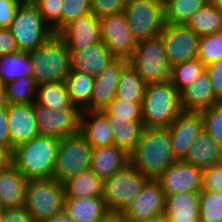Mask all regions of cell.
<instances>
[{
	"label": "cell",
	"mask_w": 222,
	"mask_h": 222,
	"mask_svg": "<svg viewBox=\"0 0 222 222\" xmlns=\"http://www.w3.org/2000/svg\"><path fill=\"white\" fill-rule=\"evenodd\" d=\"M176 161L168 127L144 128L136 148L129 154V163L152 180Z\"/></svg>",
	"instance_id": "1"
},
{
	"label": "cell",
	"mask_w": 222,
	"mask_h": 222,
	"mask_svg": "<svg viewBox=\"0 0 222 222\" xmlns=\"http://www.w3.org/2000/svg\"><path fill=\"white\" fill-rule=\"evenodd\" d=\"M60 139L39 135L15 147L9 161L27 180L52 178Z\"/></svg>",
	"instance_id": "2"
},
{
	"label": "cell",
	"mask_w": 222,
	"mask_h": 222,
	"mask_svg": "<svg viewBox=\"0 0 222 222\" xmlns=\"http://www.w3.org/2000/svg\"><path fill=\"white\" fill-rule=\"evenodd\" d=\"M32 76L37 85L65 82L71 71V53L65 40L53 34L45 43L29 51Z\"/></svg>",
	"instance_id": "3"
},
{
	"label": "cell",
	"mask_w": 222,
	"mask_h": 222,
	"mask_svg": "<svg viewBox=\"0 0 222 222\" xmlns=\"http://www.w3.org/2000/svg\"><path fill=\"white\" fill-rule=\"evenodd\" d=\"M183 111L181 94L170 80L147 84L142 102L144 128L169 127Z\"/></svg>",
	"instance_id": "4"
},
{
	"label": "cell",
	"mask_w": 222,
	"mask_h": 222,
	"mask_svg": "<svg viewBox=\"0 0 222 222\" xmlns=\"http://www.w3.org/2000/svg\"><path fill=\"white\" fill-rule=\"evenodd\" d=\"M128 61L147 84L171 80L172 66L161 35L137 43Z\"/></svg>",
	"instance_id": "5"
},
{
	"label": "cell",
	"mask_w": 222,
	"mask_h": 222,
	"mask_svg": "<svg viewBox=\"0 0 222 222\" xmlns=\"http://www.w3.org/2000/svg\"><path fill=\"white\" fill-rule=\"evenodd\" d=\"M8 30L17 41L19 50L24 52L35 50L54 34L31 0H25L19 6Z\"/></svg>",
	"instance_id": "6"
},
{
	"label": "cell",
	"mask_w": 222,
	"mask_h": 222,
	"mask_svg": "<svg viewBox=\"0 0 222 222\" xmlns=\"http://www.w3.org/2000/svg\"><path fill=\"white\" fill-rule=\"evenodd\" d=\"M65 189L53 178L28 180L25 207L34 222H43L64 211Z\"/></svg>",
	"instance_id": "7"
},
{
	"label": "cell",
	"mask_w": 222,
	"mask_h": 222,
	"mask_svg": "<svg viewBox=\"0 0 222 222\" xmlns=\"http://www.w3.org/2000/svg\"><path fill=\"white\" fill-rule=\"evenodd\" d=\"M124 14L137 43L161 35L167 24L164 0H127Z\"/></svg>",
	"instance_id": "8"
},
{
	"label": "cell",
	"mask_w": 222,
	"mask_h": 222,
	"mask_svg": "<svg viewBox=\"0 0 222 222\" xmlns=\"http://www.w3.org/2000/svg\"><path fill=\"white\" fill-rule=\"evenodd\" d=\"M93 147L81 133L60 139L52 178L64 184L91 166Z\"/></svg>",
	"instance_id": "9"
},
{
	"label": "cell",
	"mask_w": 222,
	"mask_h": 222,
	"mask_svg": "<svg viewBox=\"0 0 222 222\" xmlns=\"http://www.w3.org/2000/svg\"><path fill=\"white\" fill-rule=\"evenodd\" d=\"M149 179L130 163L103 181V199L109 213H123Z\"/></svg>",
	"instance_id": "10"
},
{
	"label": "cell",
	"mask_w": 222,
	"mask_h": 222,
	"mask_svg": "<svg viewBox=\"0 0 222 222\" xmlns=\"http://www.w3.org/2000/svg\"><path fill=\"white\" fill-rule=\"evenodd\" d=\"M36 124L40 135L58 139L80 133L81 109H48L34 103Z\"/></svg>",
	"instance_id": "11"
},
{
	"label": "cell",
	"mask_w": 222,
	"mask_h": 222,
	"mask_svg": "<svg viewBox=\"0 0 222 222\" xmlns=\"http://www.w3.org/2000/svg\"><path fill=\"white\" fill-rule=\"evenodd\" d=\"M101 40L116 59L129 60L137 42L124 13L100 18Z\"/></svg>",
	"instance_id": "12"
},
{
	"label": "cell",
	"mask_w": 222,
	"mask_h": 222,
	"mask_svg": "<svg viewBox=\"0 0 222 222\" xmlns=\"http://www.w3.org/2000/svg\"><path fill=\"white\" fill-rule=\"evenodd\" d=\"M161 37L172 67L197 58L200 36L186 24L167 23Z\"/></svg>",
	"instance_id": "13"
},
{
	"label": "cell",
	"mask_w": 222,
	"mask_h": 222,
	"mask_svg": "<svg viewBox=\"0 0 222 222\" xmlns=\"http://www.w3.org/2000/svg\"><path fill=\"white\" fill-rule=\"evenodd\" d=\"M203 170L184 161H176L156 180L165 196L202 190Z\"/></svg>",
	"instance_id": "14"
},
{
	"label": "cell",
	"mask_w": 222,
	"mask_h": 222,
	"mask_svg": "<svg viewBox=\"0 0 222 222\" xmlns=\"http://www.w3.org/2000/svg\"><path fill=\"white\" fill-rule=\"evenodd\" d=\"M204 129L201 111H183L168 127L172 150L177 160H183L197 135Z\"/></svg>",
	"instance_id": "15"
},
{
	"label": "cell",
	"mask_w": 222,
	"mask_h": 222,
	"mask_svg": "<svg viewBox=\"0 0 222 222\" xmlns=\"http://www.w3.org/2000/svg\"><path fill=\"white\" fill-rule=\"evenodd\" d=\"M166 196L157 180L149 179L139 195L129 204L123 214L140 222L165 211Z\"/></svg>",
	"instance_id": "16"
},
{
	"label": "cell",
	"mask_w": 222,
	"mask_h": 222,
	"mask_svg": "<svg viewBox=\"0 0 222 222\" xmlns=\"http://www.w3.org/2000/svg\"><path fill=\"white\" fill-rule=\"evenodd\" d=\"M10 153L18 145L39 136L34 104H8Z\"/></svg>",
	"instance_id": "17"
},
{
	"label": "cell",
	"mask_w": 222,
	"mask_h": 222,
	"mask_svg": "<svg viewBox=\"0 0 222 222\" xmlns=\"http://www.w3.org/2000/svg\"><path fill=\"white\" fill-rule=\"evenodd\" d=\"M59 35L65 40L69 51H80L101 41L100 18L93 12L68 24Z\"/></svg>",
	"instance_id": "18"
},
{
	"label": "cell",
	"mask_w": 222,
	"mask_h": 222,
	"mask_svg": "<svg viewBox=\"0 0 222 222\" xmlns=\"http://www.w3.org/2000/svg\"><path fill=\"white\" fill-rule=\"evenodd\" d=\"M28 180L8 160L0 166V206L1 209L25 206Z\"/></svg>",
	"instance_id": "19"
},
{
	"label": "cell",
	"mask_w": 222,
	"mask_h": 222,
	"mask_svg": "<svg viewBox=\"0 0 222 222\" xmlns=\"http://www.w3.org/2000/svg\"><path fill=\"white\" fill-rule=\"evenodd\" d=\"M71 70L98 76L112 61L113 56L108 47L101 41L80 51H70Z\"/></svg>",
	"instance_id": "20"
},
{
	"label": "cell",
	"mask_w": 222,
	"mask_h": 222,
	"mask_svg": "<svg viewBox=\"0 0 222 222\" xmlns=\"http://www.w3.org/2000/svg\"><path fill=\"white\" fill-rule=\"evenodd\" d=\"M112 126L103 110H82L80 133L93 149L114 144Z\"/></svg>",
	"instance_id": "21"
},
{
	"label": "cell",
	"mask_w": 222,
	"mask_h": 222,
	"mask_svg": "<svg viewBox=\"0 0 222 222\" xmlns=\"http://www.w3.org/2000/svg\"><path fill=\"white\" fill-rule=\"evenodd\" d=\"M182 161L202 170L222 164V146L209 132L203 129L195 138Z\"/></svg>",
	"instance_id": "22"
},
{
	"label": "cell",
	"mask_w": 222,
	"mask_h": 222,
	"mask_svg": "<svg viewBox=\"0 0 222 222\" xmlns=\"http://www.w3.org/2000/svg\"><path fill=\"white\" fill-rule=\"evenodd\" d=\"M181 105L184 111H202L221 102L215 95L207 70L181 93Z\"/></svg>",
	"instance_id": "23"
},
{
	"label": "cell",
	"mask_w": 222,
	"mask_h": 222,
	"mask_svg": "<svg viewBox=\"0 0 222 222\" xmlns=\"http://www.w3.org/2000/svg\"><path fill=\"white\" fill-rule=\"evenodd\" d=\"M200 192L166 196L164 216L168 222H199Z\"/></svg>",
	"instance_id": "24"
},
{
	"label": "cell",
	"mask_w": 222,
	"mask_h": 222,
	"mask_svg": "<svg viewBox=\"0 0 222 222\" xmlns=\"http://www.w3.org/2000/svg\"><path fill=\"white\" fill-rule=\"evenodd\" d=\"M129 164V154L115 144L93 149L90 169L103 181Z\"/></svg>",
	"instance_id": "25"
},
{
	"label": "cell",
	"mask_w": 222,
	"mask_h": 222,
	"mask_svg": "<svg viewBox=\"0 0 222 222\" xmlns=\"http://www.w3.org/2000/svg\"><path fill=\"white\" fill-rule=\"evenodd\" d=\"M64 210L76 222H97L109 213L102 196L65 198Z\"/></svg>",
	"instance_id": "26"
},
{
	"label": "cell",
	"mask_w": 222,
	"mask_h": 222,
	"mask_svg": "<svg viewBox=\"0 0 222 222\" xmlns=\"http://www.w3.org/2000/svg\"><path fill=\"white\" fill-rule=\"evenodd\" d=\"M114 144L130 154L137 146L144 129L143 120H115L108 116Z\"/></svg>",
	"instance_id": "27"
},
{
	"label": "cell",
	"mask_w": 222,
	"mask_h": 222,
	"mask_svg": "<svg viewBox=\"0 0 222 222\" xmlns=\"http://www.w3.org/2000/svg\"><path fill=\"white\" fill-rule=\"evenodd\" d=\"M65 198L103 195V180L91 169L79 173L64 183Z\"/></svg>",
	"instance_id": "28"
},
{
	"label": "cell",
	"mask_w": 222,
	"mask_h": 222,
	"mask_svg": "<svg viewBox=\"0 0 222 222\" xmlns=\"http://www.w3.org/2000/svg\"><path fill=\"white\" fill-rule=\"evenodd\" d=\"M95 77L71 70L65 85L72 103L81 110H91V95Z\"/></svg>",
	"instance_id": "29"
},
{
	"label": "cell",
	"mask_w": 222,
	"mask_h": 222,
	"mask_svg": "<svg viewBox=\"0 0 222 222\" xmlns=\"http://www.w3.org/2000/svg\"><path fill=\"white\" fill-rule=\"evenodd\" d=\"M35 104L53 110L80 109L72 103L65 82H50L39 85Z\"/></svg>",
	"instance_id": "30"
},
{
	"label": "cell",
	"mask_w": 222,
	"mask_h": 222,
	"mask_svg": "<svg viewBox=\"0 0 222 222\" xmlns=\"http://www.w3.org/2000/svg\"><path fill=\"white\" fill-rule=\"evenodd\" d=\"M29 52L18 51L0 56V81L5 85L16 79L32 76Z\"/></svg>",
	"instance_id": "31"
},
{
	"label": "cell",
	"mask_w": 222,
	"mask_h": 222,
	"mask_svg": "<svg viewBox=\"0 0 222 222\" xmlns=\"http://www.w3.org/2000/svg\"><path fill=\"white\" fill-rule=\"evenodd\" d=\"M186 25L200 37L222 31V12L210 1L203 8L197 10Z\"/></svg>",
	"instance_id": "32"
},
{
	"label": "cell",
	"mask_w": 222,
	"mask_h": 222,
	"mask_svg": "<svg viewBox=\"0 0 222 222\" xmlns=\"http://www.w3.org/2000/svg\"><path fill=\"white\" fill-rule=\"evenodd\" d=\"M38 85L33 76H25L4 85V97L7 104H34Z\"/></svg>",
	"instance_id": "33"
},
{
	"label": "cell",
	"mask_w": 222,
	"mask_h": 222,
	"mask_svg": "<svg viewBox=\"0 0 222 222\" xmlns=\"http://www.w3.org/2000/svg\"><path fill=\"white\" fill-rule=\"evenodd\" d=\"M147 83L129 64L124 70L117 87L116 99L143 102Z\"/></svg>",
	"instance_id": "34"
},
{
	"label": "cell",
	"mask_w": 222,
	"mask_h": 222,
	"mask_svg": "<svg viewBox=\"0 0 222 222\" xmlns=\"http://www.w3.org/2000/svg\"><path fill=\"white\" fill-rule=\"evenodd\" d=\"M210 0H164L165 19L169 24H186L191 16Z\"/></svg>",
	"instance_id": "35"
},
{
	"label": "cell",
	"mask_w": 222,
	"mask_h": 222,
	"mask_svg": "<svg viewBox=\"0 0 222 222\" xmlns=\"http://www.w3.org/2000/svg\"><path fill=\"white\" fill-rule=\"evenodd\" d=\"M206 70L205 64L198 58L179 63L172 67L171 82L181 93Z\"/></svg>",
	"instance_id": "36"
},
{
	"label": "cell",
	"mask_w": 222,
	"mask_h": 222,
	"mask_svg": "<svg viewBox=\"0 0 222 222\" xmlns=\"http://www.w3.org/2000/svg\"><path fill=\"white\" fill-rule=\"evenodd\" d=\"M199 222H222V192L200 191Z\"/></svg>",
	"instance_id": "37"
},
{
	"label": "cell",
	"mask_w": 222,
	"mask_h": 222,
	"mask_svg": "<svg viewBox=\"0 0 222 222\" xmlns=\"http://www.w3.org/2000/svg\"><path fill=\"white\" fill-rule=\"evenodd\" d=\"M197 58L205 66L222 59V31L200 37Z\"/></svg>",
	"instance_id": "38"
},
{
	"label": "cell",
	"mask_w": 222,
	"mask_h": 222,
	"mask_svg": "<svg viewBox=\"0 0 222 222\" xmlns=\"http://www.w3.org/2000/svg\"><path fill=\"white\" fill-rule=\"evenodd\" d=\"M38 8L44 21L52 28L54 34L61 32V14L63 0H31Z\"/></svg>",
	"instance_id": "39"
},
{
	"label": "cell",
	"mask_w": 222,
	"mask_h": 222,
	"mask_svg": "<svg viewBox=\"0 0 222 222\" xmlns=\"http://www.w3.org/2000/svg\"><path fill=\"white\" fill-rule=\"evenodd\" d=\"M103 111L108 116H115V120H143L142 102H131L115 98Z\"/></svg>",
	"instance_id": "40"
},
{
	"label": "cell",
	"mask_w": 222,
	"mask_h": 222,
	"mask_svg": "<svg viewBox=\"0 0 222 222\" xmlns=\"http://www.w3.org/2000/svg\"><path fill=\"white\" fill-rule=\"evenodd\" d=\"M129 65L125 59H115L98 76L94 84L106 87H118L123 70Z\"/></svg>",
	"instance_id": "41"
},
{
	"label": "cell",
	"mask_w": 222,
	"mask_h": 222,
	"mask_svg": "<svg viewBox=\"0 0 222 222\" xmlns=\"http://www.w3.org/2000/svg\"><path fill=\"white\" fill-rule=\"evenodd\" d=\"M204 129L222 146V102L201 111Z\"/></svg>",
	"instance_id": "42"
},
{
	"label": "cell",
	"mask_w": 222,
	"mask_h": 222,
	"mask_svg": "<svg viewBox=\"0 0 222 222\" xmlns=\"http://www.w3.org/2000/svg\"><path fill=\"white\" fill-rule=\"evenodd\" d=\"M92 12L90 0H63L61 31L72 21Z\"/></svg>",
	"instance_id": "43"
},
{
	"label": "cell",
	"mask_w": 222,
	"mask_h": 222,
	"mask_svg": "<svg viewBox=\"0 0 222 222\" xmlns=\"http://www.w3.org/2000/svg\"><path fill=\"white\" fill-rule=\"evenodd\" d=\"M127 0H90L92 12L99 18L124 13Z\"/></svg>",
	"instance_id": "44"
},
{
	"label": "cell",
	"mask_w": 222,
	"mask_h": 222,
	"mask_svg": "<svg viewBox=\"0 0 222 222\" xmlns=\"http://www.w3.org/2000/svg\"><path fill=\"white\" fill-rule=\"evenodd\" d=\"M117 87L94 84L91 95V110H105L116 98Z\"/></svg>",
	"instance_id": "45"
},
{
	"label": "cell",
	"mask_w": 222,
	"mask_h": 222,
	"mask_svg": "<svg viewBox=\"0 0 222 222\" xmlns=\"http://www.w3.org/2000/svg\"><path fill=\"white\" fill-rule=\"evenodd\" d=\"M202 190L222 192V164L203 170Z\"/></svg>",
	"instance_id": "46"
},
{
	"label": "cell",
	"mask_w": 222,
	"mask_h": 222,
	"mask_svg": "<svg viewBox=\"0 0 222 222\" xmlns=\"http://www.w3.org/2000/svg\"><path fill=\"white\" fill-rule=\"evenodd\" d=\"M25 0H0V28L8 29L16 11Z\"/></svg>",
	"instance_id": "47"
},
{
	"label": "cell",
	"mask_w": 222,
	"mask_h": 222,
	"mask_svg": "<svg viewBox=\"0 0 222 222\" xmlns=\"http://www.w3.org/2000/svg\"><path fill=\"white\" fill-rule=\"evenodd\" d=\"M0 222H34L28 209L21 208L4 209L0 213Z\"/></svg>",
	"instance_id": "48"
},
{
	"label": "cell",
	"mask_w": 222,
	"mask_h": 222,
	"mask_svg": "<svg viewBox=\"0 0 222 222\" xmlns=\"http://www.w3.org/2000/svg\"><path fill=\"white\" fill-rule=\"evenodd\" d=\"M0 146L10 154V135L8 128V104H0Z\"/></svg>",
	"instance_id": "49"
},
{
	"label": "cell",
	"mask_w": 222,
	"mask_h": 222,
	"mask_svg": "<svg viewBox=\"0 0 222 222\" xmlns=\"http://www.w3.org/2000/svg\"><path fill=\"white\" fill-rule=\"evenodd\" d=\"M206 70L209 73L213 91L222 102V59L206 66Z\"/></svg>",
	"instance_id": "50"
},
{
	"label": "cell",
	"mask_w": 222,
	"mask_h": 222,
	"mask_svg": "<svg viewBox=\"0 0 222 222\" xmlns=\"http://www.w3.org/2000/svg\"><path fill=\"white\" fill-rule=\"evenodd\" d=\"M18 51L20 50L17 41L9 30L0 28V56Z\"/></svg>",
	"instance_id": "51"
},
{
	"label": "cell",
	"mask_w": 222,
	"mask_h": 222,
	"mask_svg": "<svg viewBox=\"0 0 222 222\" xmlns=\"http://www.w3.org/2000/svg\"><path fill=\"white\" fill-rule=\"evenodd\" d=\"M43 222H76V221L72 219L64 210L61 213L54 215L50 219L44 220Z\"/></svg>",
	"instance_id": "52"
},
{
	"label": "cell",
	"mask_w": 222,
	"mask_h": 222,
	"mask_svg": "<svg viewBox=\"0 0 222 222\" xmlns=\"http://www.w3.org/2000/svg\"><path fill=\"white\" fill-rule=\"evenodd\" d=\"M140 222H168L164 214L156 215L153 217L148 218L147 220H142Z\"/></svg>",
	"instance_id": "53"
},
{
	"label": "cell",
	"mask_w": 222,
	"mask_h": 222,
	"mask_svg": "<svg viewBox=\"0 0 222 222\" xmlns=\"http://www.w3.org/2000/svg\"><path fill=\"white\" fill-rule=\"evenodd\" d=\"M115 222H137V221L126 217L123 213H115Z\"/></svg>",
	"instance_id": "54"
},
{
	"label": "cell",
	"mask_w": 222,
	"mask_h": 222,
	"mask_svg": "<svg viewBox=\"0 0 222 222\" xmlns=\"http://www.w3.org/2000/svg\"><path fill=\"white\" fill-rule=\"evenodd\" d=\"M9 160V154L0 146V166Z\"/></svg>",
	"instance_id": "55"
},
{
	"label": "cell",
	"mask_w": 222,
	"mask_h": 222,
	"mask_svg": "<svg viewBox=\"0 0 222 222\" xmlns=\"http://www.w3.org/2000/svg\"><path fill=\"white\" fill-rule=\"evenodd\" d=\"M97 222H115V213H108L104 218Z\"/></svg>",
	"instance_id": "56"
},
{
	"label": "cell",
	"mask_w": 222,
	"mask_h": 222,
	"mask_svg": "<svg viewBox=\"0 0 222 222\" xmlns=\"http://www.w3.org/2000/svg\"><path fill=\"white\" fill-rule=\"evenodd\" d=\"M5 103L4 84L0 81V104Z\"/></svg>",
	"instance_id": "57"
},
{
	"label": "cell",
	"mask_w": 222,
	"mask_h": 222,
	"mask_svg": "<svg viewBox=\"0 0 222 222\" xmlns=\"http://www.w3.org/2000/svg\"><path fill=\"white\" fill-rule=\"evenodd\" d=\"M222 12V0H210Z\"/></svg>",
	"instance_id": "58"
}]
</instances>
